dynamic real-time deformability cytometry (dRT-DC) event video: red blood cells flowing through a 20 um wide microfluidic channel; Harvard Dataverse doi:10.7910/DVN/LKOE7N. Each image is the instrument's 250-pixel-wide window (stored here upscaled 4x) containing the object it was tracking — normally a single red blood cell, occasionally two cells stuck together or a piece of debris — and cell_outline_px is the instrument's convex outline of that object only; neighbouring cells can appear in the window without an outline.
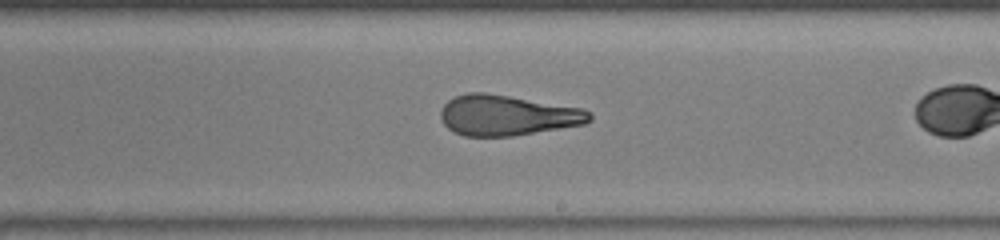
{"species": "human", "species_latin": "Homo sapiens", "temperature_condition": "warm", "stored_images_in_passage": 37, "camera_frame_rate_fps": 3000, "um_per_image_px": 0.085, "donor": {"sex": "male"}, "frame": {"image": 1, "passage_image": 27, "time_ms": 8.667, "image_size_px": [1000, 240], "cell_outline_px": [[592, 120], [584, 124], [512, 136], [464, 136], [452, 132], [440, 120], [440, 108], [448, 100], [456, 96], [468, 92], [484, 92], [584, 108], [592, 112]], "centroid_in_image_um": [43.1, 9.8], "position_along_channel_um": 245.9, "area_um2": 35.32}}